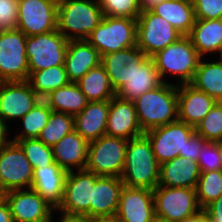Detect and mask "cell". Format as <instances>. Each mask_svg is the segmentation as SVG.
Instances as JSON below:
<instances>
[{
    "label": "cell",
    "instance_id": "obj_1",
    "mask_svg": "<svg viewBox=\"0 0 222 222\" xmlns=\"http://www.w3.org/2000/svg\"><path fill=\"white\" fill-rule=\"evenodd\" d=\"M160 164L151 142L143 134L128 140L121 179L124 186L154 190L159 184Z\"/></svg>",
    "mask_w": 222,
    "mask_h": 222
},
{
    "label": "cell",
    "instance_id": "obj_2",
    "mask_svg": "<svg viewBox=\"0 0 222 222\" xmlns=\"http://www.w3.org/2000/svg\"><path fill=\"white\" fill-rule=\"evenodd\" d=\"M133 102L143 133L178 120L177 84L163 83Z\"/></svg>",
    "mask_w": 222,
    "mask_h": 222
},
{
    "label": "cell",
    "instance_id": "obj_3",
    "mask_svg": "<svg viewBox=\"0 0 222 222\" xmlns=\"http://www.w3.org/2000/svg\"><path fill=\"white\" fill-rule=\"evenodd\" d=\"M152 58L164 83L174 82V85H180L191 83L201 56L189 37L182 36L165 49L158 51ZM171 78H175L173 82Z\"/></svg>",
    "mask_w": 222,
    "mask_h": 222
},
{
    "label": "cell",
    "instance_id": "obj_4",
    "mask_svg": "<svg viewBox=\"0 0 222 222\" xmlns=\"http://www.w3.org/2000/svg\"><path fill=\"white\" fill-rule=\"evenodd\" d=\"M103 16L98 0H64L58 6L57 30L68 40L86 39Z\"/></svg>",
    "mask_w": 222,
    "mask_h": 222
},
{
    "label": "cell",
    "instance_id": "obj_5",
    "mask_svg": "<svg viewBox=\"0 0 222 222\" xmlns=\"http://www.w3.org/2000/svg\"><path fill=\"white\" fill-rule=\"evenodd\" d=\"M137 19L103 16L86 40L100 56L136 46Z\"/></svg>",
    "mask_w": 222,
    "mask_h": 222
},
{
    "label": "cell",
    "instance_id": "obj_6",
    "mask_svg": "<svg viewBox=\"0 0 222 222\" xmlns=\"http://www.w3.org/2000/svg\"><path fill=\"white\" fill-rule=\"evenodd\" d=\"M153 201L156 219L163 222H180L201 210L191 188L157 186Z\"/></svg>",
    "mask_w": 222,
    "mask_h": 222
},
{
    "label": "cell",
    "instance_id": "obj_7",
    "mask_svg": "<svg viewBox=\"0 0 222 222\" xmlns=\"http://www.w3.org/2000/svg\"><path fill=\"white\" fill-rule=\"evenodd\" d=\"M128 140L104 135L89 142L86 170L98 176L121 177Z\"/></svg>",
    "mask_w": 222,
    "mask_h": 222
},
{
    "label": "cell",
    "instance_id": "obj_8",
    "mask_svg": "<svg viewBox=\"0 0 222 222\" xmlns=\"http://www.w3.org/2000/svg\"><path fill=\"white\" fill-rule=\"evenodd\" d=\"M68 42L58 30L27 36L25 51L30 75L34 71L64 65Z\"/></svg>",
    "mask_w": 222,
    "mask_h": 222
},
{
    "label": "cell",
    "instance_id": "obj_9",
    "mask_svg": "<svg viewBox=\"0 0 222 222\" xmlns=\"http://www.w3.org/2000/svg\"><path fill=\"white\" fill-rule=\"evenodd\" d=\"M26 39L18 29L0 30V82L29 79Z\"/></svg>",
    "mask_w": 222,
    "mask_h": 222
},
{
    "label": "cell",
    "instance_id": "obj_10",
    "mask_svg": "<svg viewBox=\"0 0 222 222\" xmlns=\"http://www.w3.org/2000/svg\"><path fill=\"white\" fill-rule=\"evenodd\" d=\"M182 36L168 21L151 10L141 12L137 18L136 45L148 57L165 49Z\"/></svg>",
    "mask_w": 222,
    "mask_h": 222
},
{
    "label": "cell",
    "instance_id": "obj_11",
    "mask_svg": "<svg viewBox=\"0 0 222 222\" xmlns=\"http://www.w3.org/2000/svg\"><path fill=\"white\" fill-rule=\"evenodd\" d=\"M195 133V127L176 120L145 132L151 142L152 149L158 163L185 155L186 141Z\"/></svg>",
    "mask_w": 222,
    "mask_h": 222
},
{
    "label": "cell",
    "instance_id": "obj_12",
    "mask_svg": "<svg viewBox=\"0 0 222 222\" xmlns=\"http://www.w3.org/2000/svg\"><path fill=\"white\" fill-rule=\"evenodd\" d=\"M32 178L33 168L23 149L11 140L0 150V191L30 189Z\"/></svg>",
    "mask_w": 222,
    "mask_h": 222
},
{
    "label": "cell",
    "instance_id": "obj_13",
    "mask_svg": "<svg viewBox=\"0 0 222 222\" xmlns=\"http://www.w3.org/2000/svg\"><path fill=\"white\" fill-rule=\"evenodd\" d=\"M40 100L28 80L0 82V119L11 128Z\"/></svg>",
    "mask_w": 222,
    "mask_h": 222
},
{
    "label": "cell",
    "instance_id": "obj_14",
    "mask_svg": "<svg viewBox=\"0 0 222 222\" xmlns=\"http://www.w3.org/2000/svg\"><path fill=\"white\" fill-rule=\"evenodd\" d=\"M58 6L47 0H18L17 29L26 36L57 30Z\"/></svg>",
    "mask_w": 222,
    "mask_h": 222
},
{
    "label": "cell",
    "instance_id": "obj_15",
    "mask_svg": "<svg viewBox=\"0 0 222 222\" xmlns=\"http://www.w3.org/2000/svg\"><path fill=\"white\" fill-rule=\"evenodd\" d=\"M99 176L86 169L68 172L58 211L90 216L95 181Z\"/></svg>",
    "mask_w": 222,
    "mask_h": 222
},
{
    "label": "cell",
    "instance_id": "obj_16",
    "mask_svg": "<svg viewBox=\"0 0 222 222\" xmlns=\"http://www.w3.org/2000/svg\"><path fill=\"white\" fill-rule=\"evenodd\" d=\"M14 222H53L54 208L32 188L5 193Z\"/></svg>",
    "mask_w": 222,
    "mask_h": 222
},
{
    "label": "cell",
    "instance_id": "obj_17",
    "mask_svg": "<svg viewBox=\"0 0 222 222\" xmlns=\"http://www.w3.org/2000/svg\"><path fill=\"white\" fill-rule=\"evenodd\" d=\"M116 217L119 222H155L153 190L124 186Z\"/></svg>",
    "mask_w": 222,
    "mask_h": 222
},
{
    "label": "cell",
    "instance_id": "obj_18",
    "mask_svg": "<svg viewBox=\"0 0 222 222\" xmlns=\"http://www.w3.org/2000/svg\"><path fill=\"white\" fill-rule=\"evenodd\" d=\"M148 58L137 45L101 56L110 83L116 92L123 83L128 82L139 66Z\"/></svg>",
    "mask_w": 222,
    "mask_h": 222
},
{
    "label": "cell",
    "instance_id": "obj_19",
    "mask_svg": "<svg viewBox=\"0 0 222 222\" xmlns=\"http://www.w3.org/2000/svg\"><path fill=\"white\" fill-rule=\"evenodd\" d=\"M143 134L134 102L114 96L109 101L105 135L130 140Z\"/></svg>",
    "mask_w": 222,
    "mask_h": 222
},
{
    "label": "cell",
    "instance_id": "obj_20",
    "mask_svg": "<svg viewBox=\"0 0 222 222\" xmlns=\"http://www.w3.org/2000/svg\"><path fill=\"white\" fill-rule=\"evenodd\" d=\"M178 120L196 126L217 102L190 83L177 85Z\"/></svg>",
    "mask_w": 222,
    "mask_h": 222
},
{
    "label": "cell",
    "instance_id": "obj_21",
    "mask_svg": "<svg viewBox=\"0 0 222 222\" xmlns=\"http://www.w3.org/2000/svg\"><path fill=\"white\" fill-rule=\"evenodd\" d=\"M123 187L121 177L99 176L95 181L90 202V217L116 216Z\"/></svg>",
    "mask_w": 222,
    "mask_h": 222
},
{
    "label": "cell",
    "instance_id": "obj_22",
    "mask_svg": "<svg viewBox=\"0 0 222 222\" xmlns=\"http://www.w3.org/2000/svg\"><path fill=\"white\" fill-rule=\"evenodd\" d=\"M68 172L63 170L57 162L33 169L31 188L41 195L44 200L57 209L63 198L65 180Z\"/></svg>",
    "mask_w": 222,
    "mask_h": 222
},
{
    "label": "cell",
    "instance_id": "obj_23",
    "mask_svg": "<svg viewBox=\"0 0 222 222\" xmlns=\"http://www.w3.org/2000/svg\"><path fill=\"white\" fill-rule=\"evenodd\" d=\"M89 142L75 130L52 146L54 160L67 172L84 170L87 166Z\"/></svg>",
    "mask_w": 222,
    "mask_h": 222
},
{
    "label": "cell",
    "instance_id": "obj_24",
    "mask_svg": "<svg viewBox=\"0 0 222 222\" xmlns=\"http://www.w3.org/2000/svg\"><path fill=\"white\" fill-rule=\"evenodd\" d=\"M100 63L99 52L86 39L69 40L64 66L70 82H77Z\"/></svg>",
    "mask_w": 222,
    "mask_h": 222
},
{
    "label": "cell",
    "instance_id": "obj_25",
    "mask_svg": "<svg viewBox=\"0 0 222 222\" xmlns=\"http://www.w3.org/2000/svg\"><path fill=\"white\" fill-rule=\"evenodd\" d=\"M200 173L198 162L178 156L160 165L158 186L196 189Z\"/></svg>",
    "mask_w": 222,
    "mask_h": 222
},
{
    "label": "cell",
    "instance_id": "obj_26",
    "mask_svg": "<svg viewBox=\"0 0 222 222\" xmlns=\"http://www.w3.org/2000/svg\"><path fill=\"white\" fill-rule=\"evenodd\" d=\"M108 113L109 101L88 102L74 116V130L88 142L97 140L106 133Z\"/></svg>",
    "mask_w": 222,
    "mask_h": 222
},
{
    "label": "cell",
    "instance_id": "obj_27",
    "mask_svg": "<svg viewBox=\"0 0 222 222\" xmlns=\"http://www.w3.org/2000/svg\"><path fill=\"white\" fill-rule=\"evenodd\" d=\"M164 82L152 57H148L135 71L128 82L123 83L115 92V96L134 101L142 94L154 90Z\"/></svg>",
    "mask_w": 222,
    "mask_h": 222
},
{
    "label": "cell",
    "instance_id": "obj_28",
    "mask_svg": "<svg viewBox=\"0 0 222 222\" xmlns=\"http://www.w3.org/2000/svg\"><path fill=\"white\" fill-rule=\"evenodd\" d=\"M187 36L201 57H216L222 48V19H196Z\"/></svg>",
    "mask_w": 222,
    "mask_h": 222
},
{
    "label": "cell",
    "instance_id": "obj_29",
    "mask_svg": "<svg viewBox=\"0 0 222 222\" xmlns=\"http://www.w3.org/2000/svg\"><path fill=\"white\" fill-rule=\"evenodd\" d=\"M150 10L168 21L183 36L190 33L196 21L193 2L187 0H164Z\"/></svg>",
    "mask_w": 222,
    "mask_h": 222
},
{
    "label": "cell",
    "instance_id": "obj_30",
    "mask_svg": "<svg viewBox=\"0 0 222 222\" xmlns=\"http://www.w3.org/2000/svg\"><path fill=\"white\" fill-rule=\"evenodd\" d=\"M214 60L217 59V60ZM201 57L191 85L222 102V62L216 57Z\"/></svg>",
    "mask_w": 222,
    "mask_h": 222
},
{
    "label": "cell",
    "instance_id": "obj_31",
    "mask_svg": "<svg viewBox=\"0 0 222 222\" xmlns=\"http://www.w3.org/2000/svg\"><path fill=\"white\" fill-rule=\"evenodd\" d=\"M43 100L52 111L73 116L80 113L88 103L76 82H69L67 85L50 92Z\"/></svg>",
    "mask_w": 222,
    "mask_h": 222
},
{
    "label": "cell",
    "instance_id": "obj_32",
    "mask_svg": "<svg viewBox=\"0 0 222 222\" xmlns=\"http://www.w3.org/2000/svg\"><path fill=\"white\" fill-rule=\"evenodd\" d=\"M76 83L88 102L110 101L115 96L108 74L101 63L91 68Z\"/></svg>",
    "mask_w": 222,
    "mask_h": 222
},
{
    "label": "cell",
    "instance_id": "obj_33",
    "mask_svg": "<svg viewBox=\"0 0 222 222\" xmlns=\"http://www.w3.org/2000/svg\"><path fill=\"white\" fill-rule=\"evenodd\" d=\"M51 108L49 105L41 99L26 115H24L20 120L21 125L17 123L16 129H20V131L15 130L16 134H13L11 140L16 142L21 139H31L38 138L42 129L48 122L49 116L51 114ZM19 127V128H18Z\"/></svg>",
    "mask_w": 222,
    "mask_h": 222
},
{
    "label": "cell",
    "instance_id": "obj_34",
    "mask_svg": "<svg viewBox=\"0 0 222 222\" xmlns=\"http://www.w3.org/2000/svg\"><path fill=\"white\" fill-rule=\"evenodd\" d=\"M35 93L43 99L50 92L55 91L70 81L64 65L53 66L40 71H34L28 79Z\"/></svg>",
    "mask_w": 222,
    "mask_h": 222
},
{
    "label": "cell",
    "instance_id": "obj_35",
    "mask_svg": "<svg viewBox=\"0 0 222 222\" xmlns=\"http://www.w3.org/2000/svg\"><path fill=\"white\" fill-rule=\"evenodd\" d=\"M73 130V115L51 111L48 122L42 129L38 139L45 145L52 147Z\"/></svg>",
    "mask_w": 222,
    "mask_h": 222
},
{
    "label": "cell",
    "instance_id": "obj_36",
    "mask_svg": "<svg viewBox=\"0 0 222 222\" xmlns=\"http://www.w3.org/2000/svg\"><path fill=\"white\" fill-rule=\"evenodd\" d=\"M222 194V170L201 172L196 186L197 201L205 209Z\"/></svg>",
    "mask_w": 222,
    "mask_h": 222
},
{
    "label": "cell",
    "instance_id": "obj_37",
    "mask_svg": "<svg viewBox=\"0 0 222 222\" xmlns=\"http://www.w3.org/2000/svg\"><path fill=\"white\" fill-rule=\"evenodd\" d=\"M16 142L23 149L33 169L55 163L52 147L45 145L38 138L21 139Z\"/></svg>",
    "mask_w": 222,
    "mask_h": 222
},
{
    "label": "cell",
    "instance_id": "obj_38",
    "mask_svg": "<svg viewBox=\"0 0 222 222\" xmlns=\"http://www.w3.org/2000/svg\"><path fill=\"white\" fill-rule=\"evenodd\" d=\"M195 132L207 142L222 140V102L217 101L195 126Z\"/></svg>",
    "mask_w": 222,
    "mask_h": 222
},
{
    "label": "cell",
    "instance_id": "obj_39",
    "mask_svg": "<svg viewBox=\"0 0 222 222\" xmlns=\"http://www.w3.org/2000/svg\"><path fill=\"white\" fill-rule=\"evenodd\" d=\"M104 16L137 19L140 15L139 0H98Z\"/></svg>",
    "mask_w": 222,
    "mask_h": 222
},
{
    "label": "cell",
    "instance_id": "obj_40",
    "mask_svg": "<svg viewBox=\"0 0 222 222\" xmlns=\"http://www.w3.org/2000/svg\"><path fill=\"white\" fill-rule=\"evenodd\" d=\"M197 162L200 172L222 170L217 142H206L200 151Z\"/></svg>",
    "mask_w": 222,
    "mask_h": 222
},
{
    "label": "cell",
    "instance_id": "obj_41",
    "mask_svg": "<svg viewBox=\"0 0 222 222\" xmlns=\"http://www.w3.org/2000/svg\"><path fill=\"white\" fill-rule=\"evenodd\" d=\"M196 19H222V0H194Z\"/></svg>",
    "mask_w": 222,
    "mask_h": 222
},
{
    "label": "cell",
    "instance_id": "obj_42",
    "mask_svg": "<svg viewBox=\"0 0 222 222\" xmlns=\"http://www.w3.org/2000/svg\"><path fill=\"white\" fill-rule=\"evenodd\" d=\"M18 0H0V30L17 29Z\"/></svg>",
    "mask_w": 222,
    "mask_h": 222
},
{
    "label": "cell",
    "instance_id": "obj_43",
    "mask_svg": "<svg viewBox=\"0 0 222 222\" xmlns=\"http://www.w3.org/2000/svg\"><path fill=\"white\" fill-rule=\"evenodd\" d=\"M207 141L204 140L196 132L186 141L185 155H179L184 158H189L190 160L198 161V157L203 145Z\"/></svg>",
    "mask_w": 222,
    "mask_h": 222
},
{
    "label": "cell",
    "instance_id": "obj_44",
    "mask_svg": "<svg viewBox=\"0 0 222 222\" xmlns=\"http://www.w3.org/2000/svg\"><path fill=\"white\" fill-rule=\"evenodd\" d=\"M59 212V213H58ZM60 214L59 217H55L57 216V214ZM55 218L57 220H55ZM53 222H93V218H91L90 216L86 215V214H74V213H67V212H62V211H58V210H54L53 213Z\"/></svg>",
    "mask_w": 222,
    "mask_h": 222
},
{
    "label": "cell",
    "instance_id": "obj_45",
    "mask_svg": "<svg viewBox=\"0 0 222 222\" xmlns=\"http://www.w3.org/2000/svg\"><path fill=\"white\" fill-rule=\"evenodd\" d=\"M204 210L208 218H222V194Z\"/></svg>",
    "mask_w": 222,
    "mask_h": 222
},
{
    "label": "cell",
    "instance_id": "obj_46",
    "mask_svg": "<svg viewBox=\"0 0 222 222\" xmlns=\"http://www.w3.org/2000/svg\"><path fill=\"white\" fill-rule=\"evenodd\" d=\"M10 129L11 128L0 119V150L11 141L12 136L10 134L14 132L12 131L13 128Z\"/></svg>",
    "mask_w": 222,
    "mask_h": 222
},
{
    "label": "cell",
    "instance_id": "obj_47",
    "mask_svg": "<svg viewBox=\"0 0 222 222\" xmlns=\"http://www.w3.org/2000/svg\"><path fill=\"white\" fill-rule=\"evenodd\" d=\"M0 222H14L10 207L5 199L0 203Z\"/></svg>",
    "mask_w": 222,
    "mask_h": 222
},
{
    "label": "cell",
    "instance_id": "obj_48",
    "mask_svg": "<svg viewBox=\"0 0 222 222\" xmlns=\"http://www.w3.org/2000/svg\"><path fill=\"white\" fill-rule=\"evenodd\" d=\"M180 222H209L207 213L204 209H201L197 213L185 218L183 221Z\"/></svg>",
    "mask_w": 222,
    "mask_h": 222
},
{
    "label": "cell",
    "instance_id": "obj_49",
    "mask_svg": "<svg viewBox=\"0 0 222 222\" xmlns=\"http://www.w3.org/2000/svg\"><path fill=\"white\" fill-rule=\"evenodd\" d=\"M164 0H139L140 11L150 10L154 6L160 4Z\"/></svg>",
    "mask_w": 222,
    "mask_h": 222
},
{
    "label": "cell",
    "instance_id": "obj_50",
    "mask_svg": "<svg viewBox=\"0 0 222 222\" xmlns=\"http://www.w3.org/2000/svg\"><path fill=\"white\" fill-rule=\"evenodd\" d=\"M93 222H119L116 216L93 218Z\"/></svg>",
    "mask_w": 222,
    "mask_h": 222
},
{
    "label": "cell",
    "instance_id": "obj_51",
    "mask_svg": "<svg viewBox=\"0 0 222 222\" xmlns=\"http://www.w3.org/2000/svg\"><path fill=\"white\" fill-rule=\"evenodd\" d=\"M217 147H218V152H219V156H220L221 164H222V140L217 141Z\"/></svg>",
    "mask_w": 222,
    "mask_h": 222
},
{
    "label": "cell",
    "instance_id": "obj_52",
    "mask_svg": "<svg viewBox=\"0 0 222 222\" xmlns=\"http://www.w3.org/2000/svg\"><path fill=\"white\" fill-rule=\"evenodd\" d=\"M47 1H50V2H52L53 4L59 6L64 0H47Z\"/></svg>",
    "mask_w": 222,
    "mask_h": 222
},
{
    "label": "cell",
    "instance_id": "obj_53",
    "mask_svg": "<svg viewBox=\"0 0 222 222\" xmlns=\"http://www.w3.org/2000/svg\"><path fill=\"white\" fill-rule=\"evenodd\" d=\"M209 222H222V218H208Z\"/></svg>",
    "mask_w": 222,
    "mask_h": 222
},
{
    "label": "cell",
    "instance_id": "obj_54",
    "mask_svg": "<svg viewBox=\"0 0 222 222\" xmlns=\"http://www.w3.org/2000/svg\"><path fill=\"white\" fill-rule=\"evenodd\" d=\"M5 199V193L0 191V203Z\"/></svg>",
    "mask_w": 222,
    "mask_h": 222
},
{
    "label": "cell",
    "instance_id": "obj_55",
    "mask_svg": "<svg viewBox=\"0 0 222 222\" xmlns=\"http://www.w3.org/2000/svg\"><path fill=\"white\" fill-rule=\"evenodd\" d=\"M216 58H218L222 62V48L220 53L216 56Z\"/></svg>",
    "mask_w": 222,
    "mask_h": 222
}]
</instances>
